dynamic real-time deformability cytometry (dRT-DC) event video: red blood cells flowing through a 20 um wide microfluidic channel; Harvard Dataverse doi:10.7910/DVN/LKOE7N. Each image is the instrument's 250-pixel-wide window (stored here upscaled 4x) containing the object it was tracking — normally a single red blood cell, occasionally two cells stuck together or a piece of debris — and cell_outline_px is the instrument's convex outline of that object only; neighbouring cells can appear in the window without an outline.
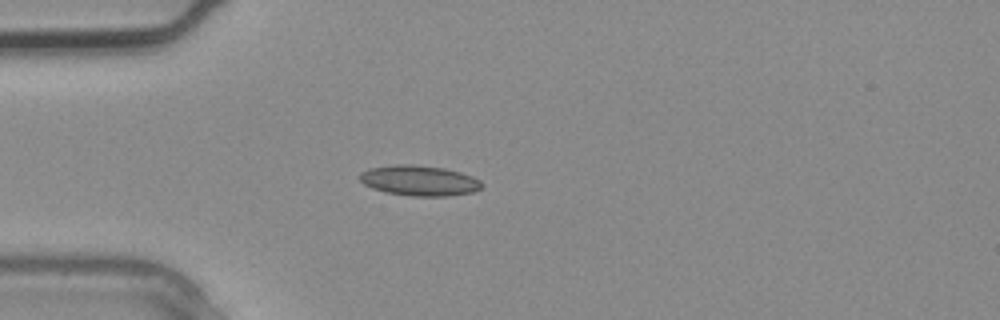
{"species": "common noctule bat (a hibernating species)", "species_latin": "Nyctalus noctula", "temperature_condition": "warm", "stored_images_in_passage": 4, "camera_frame_rate_fps": 3000, "um_per_image_px": 0.085, "animal": {"sex": "male", "body_mass_g": 20.4}, "frame": {"image": 1, "passage_image": 4, "time_ms": 1.0, "image_size_px": [1000, 320], "cell_outline_px": [[484, 184], [480, 188], [472, 192], [448, 196], [412, 196], [384, 192], [372, 188], [364, 184], [360, 180], [360, 172], [368, 168], [396, 164], [412, 164], [444, 168], [460, 172], [472, 176], [480, 180]], "centroid_in_image_um": [35.63, 15.34], "position_along_channel_um": 49.4, "area_um2": 21.68}}